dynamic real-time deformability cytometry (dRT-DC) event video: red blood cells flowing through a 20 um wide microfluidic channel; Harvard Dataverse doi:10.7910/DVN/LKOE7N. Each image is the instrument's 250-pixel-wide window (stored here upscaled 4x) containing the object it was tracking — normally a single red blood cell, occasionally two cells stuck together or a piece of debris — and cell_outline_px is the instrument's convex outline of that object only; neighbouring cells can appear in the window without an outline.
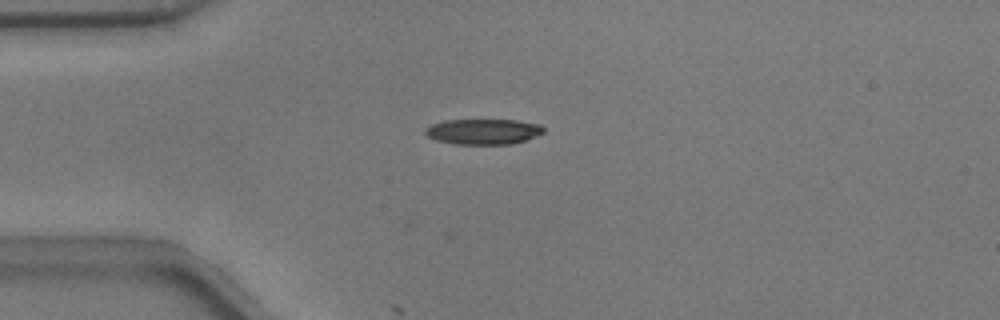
{"species": "common noctule bat (a hibernating species)", "species_latin": "Nyctalus noctula", "temperature_condition": "warm", "stored_images_in_passage": 12, "camera_frame_rate_fps": 3000, "um_per_image_px": 0.085, "animal": {"sex": "male", "body_mass_g": 17.9}, "frame": {"image": 1, "passage_image": 3, "time_ms": 0.667, "image_size_px": [1000, 320], "cell_outline_px": [[544, 132], [536, 136], [512, 144], [456, 144], [436, 140], [428, 136], [424, 132], [424, 128], [432, 124], [444, 120], [516, 120], [540, 124], [544, 128]], "centroid_in_image_um": [41.07, 11.18], "position_along_channel_um": 43.9, "area_um2": 17.57}}
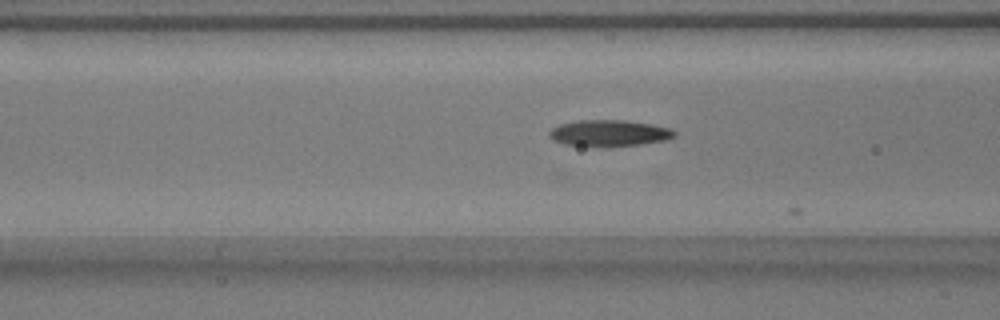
{"frame": {"image": 2, "passage_image": 10, "time_ms": 3.0, "image_size_px": [1000, 320], "cell_outline_px": [[676, 136], [668, 140], [640, 144], [564, 144], [552, 140], [548, 136], [548, 132], [552, 128], [560, 124], [580, 120], [624, 120], [652, 124], [668, 128], [676, 132]], "centroid_in_image_um": [51.79, 11.27], "position_along_channel_um": 114.8, "area_um2": 18.5}}